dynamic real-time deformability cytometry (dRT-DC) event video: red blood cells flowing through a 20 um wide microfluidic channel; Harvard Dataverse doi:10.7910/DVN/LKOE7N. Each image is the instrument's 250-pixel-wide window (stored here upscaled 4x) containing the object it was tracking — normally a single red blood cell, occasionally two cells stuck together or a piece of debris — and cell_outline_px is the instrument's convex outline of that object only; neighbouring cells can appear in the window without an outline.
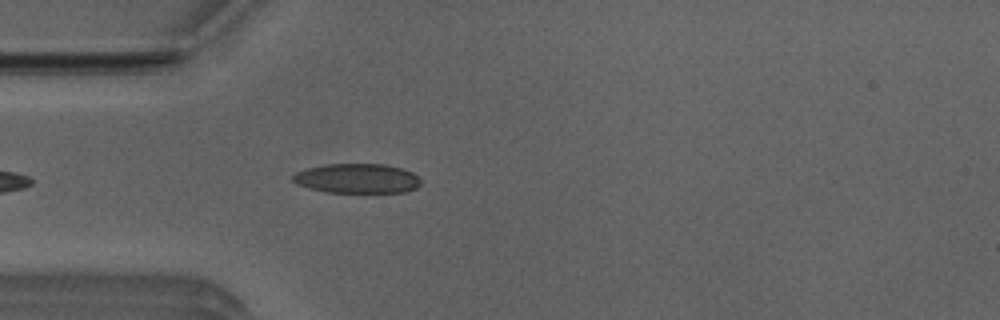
{"species": "Egyptian fruit bat (a non-hibernating species)", "species_latin": "Rousettus aegyptiacus", "temperature_condition": "room temperature", "stored_images_in_passage": 27, "camera_frame_rate_fps": 3000, "um_per_image_px": 0.085, "animal": {"sex": "male"}, "frame": {"image": 1, "passage_image": 5, "time_ms": 1.333, "image_size_px": [1000, 320], "cell_outline_px": [[420, 184], [416, 188], [408, 192], [324, 192], [308, 188], [296, 184], [292, 180], [292, 176], [296, 172], [308, 168], [324, 164], [384, 164], [400, 168], [412, 172], [420, 180]], "centroid_in_image_um": [30.33, 15.17], "position_along_channel_um": 54.7, "area_um2": 22.08}}
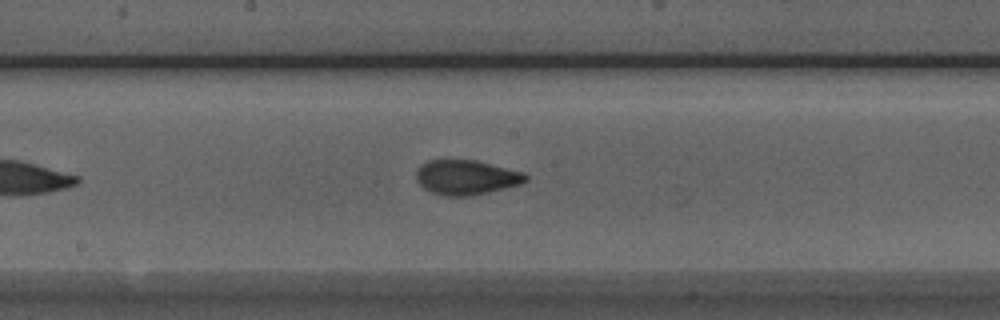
{"frame": {"image": 2, "passage_image": 17, "time_ms": 5.333, "image_size_px": [1000, 320], "cell_outline_px": [[528, 180], [520, 184], [488, 192], [468, 196], [444, 196], [432, 192], [424, 188], [416, 180], [416, 172], [420, 164], [428, 160], [476, 160], [524, 172], [528, 176]], "centroid_in_image_um": [39.62, 15.07], "position_along_channel_um": 208.6, "area_um2": 22.14}}
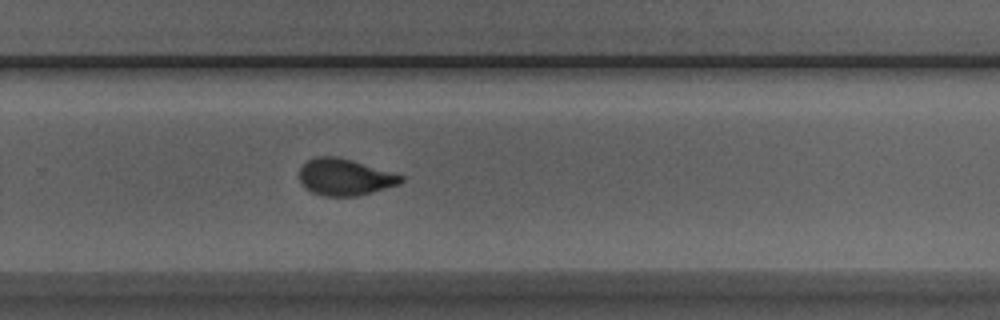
{"frame": {"image": 3, "passage_image": 24, "time_ms": 7.667, "image_size_px": [1000, 320], "cell_outline_px": [[404, 180], [400, 184], [372, 192], [356, 196], [324, 196], [312, 192], [304, 188], [300, 180], [300, 168], [308, 160], [316, 156], [336, 156], [352, 160], [404, 176]], "centroid_in_image_um": [29.3, 15.05], "position_along_channel_um": 300.5, "area_um2": 21.62}}